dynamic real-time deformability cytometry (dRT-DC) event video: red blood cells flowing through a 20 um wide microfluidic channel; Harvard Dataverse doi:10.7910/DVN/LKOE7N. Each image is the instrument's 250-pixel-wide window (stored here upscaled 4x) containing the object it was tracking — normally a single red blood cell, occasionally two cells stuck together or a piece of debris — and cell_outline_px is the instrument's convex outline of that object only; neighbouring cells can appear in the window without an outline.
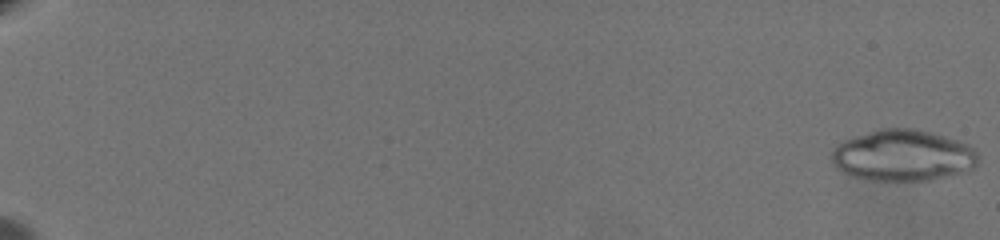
{"species": "common noctule bat (a hibernating species)", "species_latin": "Nyctalus noctula", "temperature_condition": "warm", "stored_images_in_passage": 27, "camera_frame_rate_fps": 3000, "um_per_image_px": 0.085, "animal": {"sex": "female", "body_mass_g": 19.5, "forearm_length_mm": 54.1}, "frame": {"image": 1, "passage_image": 1, "time_ms": 0.0, "image_size_px": [1000, 240], "cell_outline_px": [[980, 156], [976, 164], [968, 172], [932, 180], [864, 180], [840, 172], [832, 164], [832, 152], [844, 140], [880, 128], [916, 128], [932, 132], [968, 144], [976, 148]], "centroid_in_image_um": [76.79, 13.22], "position_along_channel_um": 8.2, "area_um2": 44.22}}
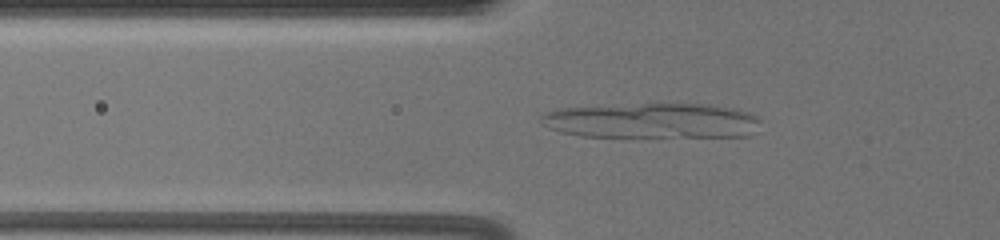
{"frame": {"image": 2, "passage_image": 27, "time_ms": 8.667, "image_size_px": [1000, 240], "cell_outline_px": [[760, 120], [748, 136], [580, 136], [560, 132], [548, 128], [540, 124], [540, 116], [544, 112], [560, 108], [640, 104], [708, 104], [736, 108], [760, 116]], "centroid_in_image_um": [55.37, 10.25], "position_along_channel_um": 70.4, "area_um2": 44.85}}